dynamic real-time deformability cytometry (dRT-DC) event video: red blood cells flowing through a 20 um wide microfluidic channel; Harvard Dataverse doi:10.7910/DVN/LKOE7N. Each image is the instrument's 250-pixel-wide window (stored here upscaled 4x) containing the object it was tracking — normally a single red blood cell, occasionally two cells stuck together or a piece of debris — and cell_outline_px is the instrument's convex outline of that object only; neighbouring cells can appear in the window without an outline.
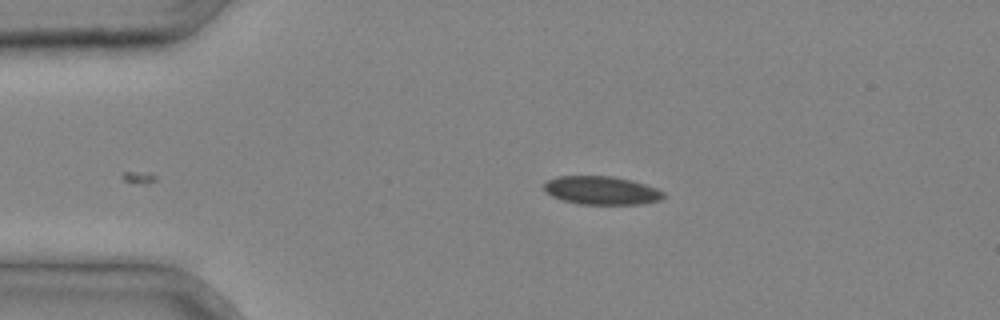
{"species": "common noctule bat (a hibernating species)", "species_latin": "Nyctalus noctula", "temperature_condition": "cold", "stored_images_in_passage": 30, "camera_frame_rate_fps": 3000, "um_per_image_px": 0.085, "animal": {"sex": "male", "body_mass_g": 20.4}, "frame": {"image": 1, "passage_image": 1, "time_ms": 0.0, "image_size_px": [1000, 320], "cell_outline_px": [[668, 196], [660, 200], [640, 204], [576, 204], [552, 196], [544, 188], [544, 184], [548, 180], [560, 176], [612, 176], [632, 180], [656, 188], [664, 192]], "centroid_in_image_um": [51.17, 16.19], "position_along_channel_um": 33.8, "area_um2": 19.71}}
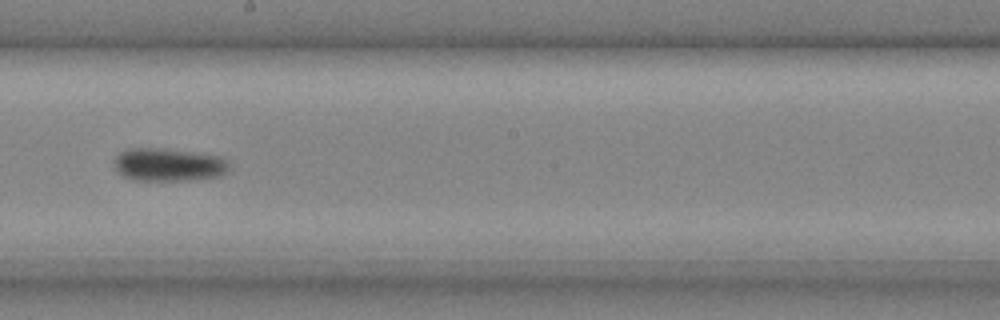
{"frame": {"image": 2, "passage_image": 15, "time_ms": 4.667, "image_size_px": [1000, 320], "cell_outline_px": [[232, 172], [220, 176], [192, 180], [132, 180], [124, 176], [116, 168], [116, 156], [120, 152], [128, 148], [164, 148], [220, 156], [228, 160], [232, 168]], "centroid_in_image_um": [14.43, 14.0], "position_along_channel_um": 233.8, "area_um2": 22.37}}
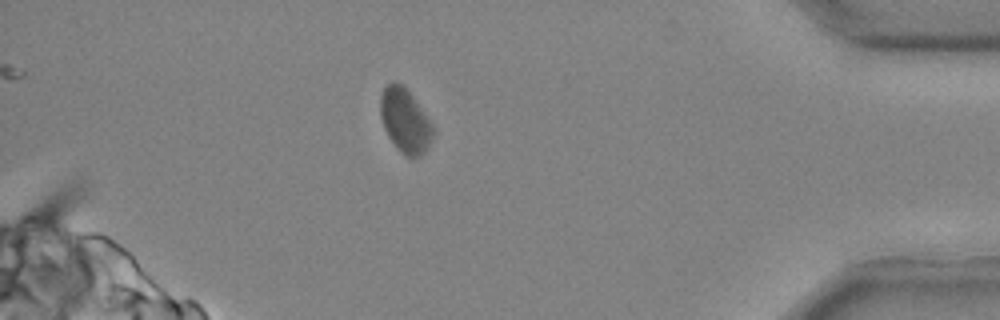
{"frame": {"image": 3, "passage_image": 27, "time_ms": 8.667, "image_size_px": [1000, 320], "cell_outline_px": [[436, 132], [428, 148], [420, 156], [404, 156], [396, 148], [388, 136], [384, 128], [380, 116], [380, 96], [384, 88], [392, 80], [400, 84], [412, 96], [432, 124]], "centroid_in_image_um": [34.43, 10.29], "position_along_channel_um": 400.8, "area_um2": 19.59}}